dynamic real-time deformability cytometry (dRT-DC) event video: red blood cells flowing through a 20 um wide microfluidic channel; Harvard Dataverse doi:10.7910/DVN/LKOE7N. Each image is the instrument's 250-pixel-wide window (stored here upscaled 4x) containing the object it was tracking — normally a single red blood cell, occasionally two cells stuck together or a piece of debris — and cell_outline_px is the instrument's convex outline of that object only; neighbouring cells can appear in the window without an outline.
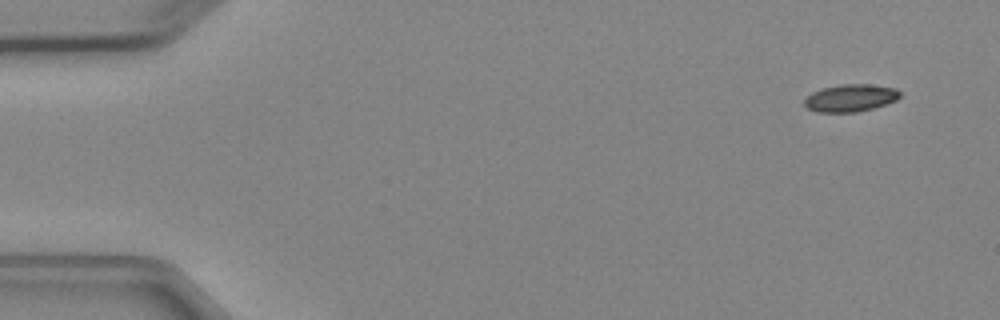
{"species": "Egyptian fruit bat (a non-hibernating species)", "species_latin": "Rousettus aegyptiacus", "temperature_condition": "cold", "stored_images_in_passage": 7, "camera_frame_rate_fps": 3000, "um_per_image_px": 0.085, "animal": {"sex": "female"}, "frame": {"image": 1, "passage_image": 1, "time_ms": 0.0, "image_size_px": [1000, 320], "cell_outline_px": [[900, 96], [896, 100], [872, 108], [856, 112], [816, 112], [808, 108], [804, 104], [804, 100], [812, 92], [824, 88], [840, 84], [868, 84], [896, 88], [900, 92]], "centroid_in_image_um": [72.28, 8.32], "position_along_channel_um": 12.7, "area_um2": 15.09}}
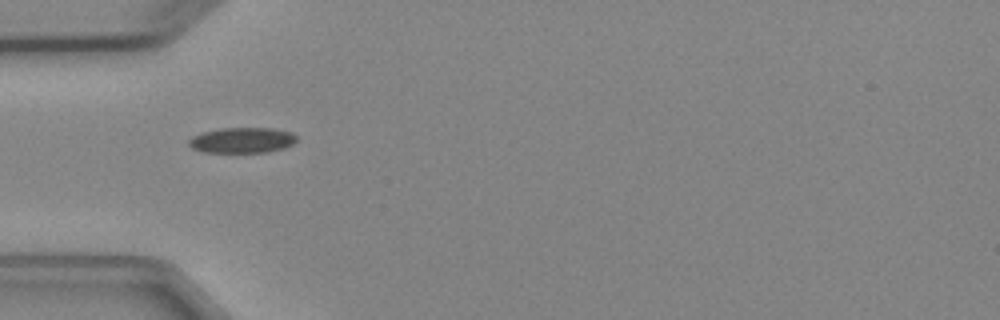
{"frame": {"image": 2, "passage_image": 4, "time_ms": 4.333, "image_size_px": [1000, 320], "cell_outline_px": [[296, 140], [292, 144], [284, 148], [268, 152], [200, 152], [192, 148], [188, 144], [188, 140], [192, 136], [204, 132], [220, 128], [272, 128], [292, 132], [296, 136]], "centroid_in_image_um": [20.57, 11.92], "position_along_channel_um": 64.4, "area_um2": 16.07}}